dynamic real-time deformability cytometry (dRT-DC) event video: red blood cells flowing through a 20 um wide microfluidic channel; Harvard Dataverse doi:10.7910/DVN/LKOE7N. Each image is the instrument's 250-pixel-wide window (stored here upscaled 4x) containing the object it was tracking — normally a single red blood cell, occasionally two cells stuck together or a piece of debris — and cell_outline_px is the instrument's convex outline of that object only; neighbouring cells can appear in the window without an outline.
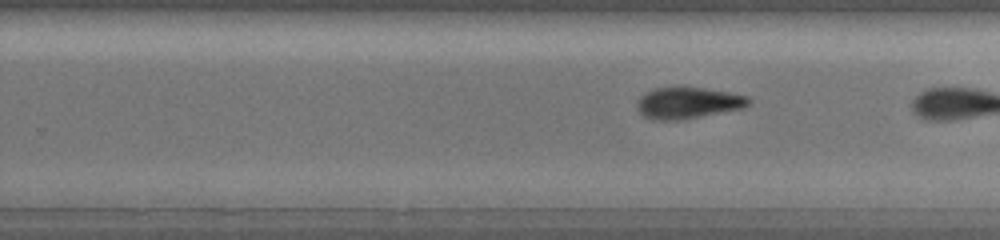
{"species": "common noctule bat (a hibernating species)", "species_latin": "Nyctalus noctula", "temperature_condition": "warm", "stored_images_in_passage": 17, "camera_frame_rate_fps": 3000, "um_per_image_px": 0.085, "animal": {"sex": "female", "body_mass_g": 19.5, "forearm_length_mm": 54.1}, "frame": {"image": 1, "passage_image": 15, "time_ms": 4.667, "image_size_px": [1000, 240], "cell_outline_px": [[752, 104], [744, 108], [700, 116], [676, 120], [652, 120], [644, 116], [636, 108], [636, 104], [640, 96], [644, 92], [656, 88], [704, 88], [728, 92], [748, 96], [752, 100]], "centroid_in_image_um": [58.49, 8.75], "position_along_channel_um": 271.3, "area_um2": 20.35}}